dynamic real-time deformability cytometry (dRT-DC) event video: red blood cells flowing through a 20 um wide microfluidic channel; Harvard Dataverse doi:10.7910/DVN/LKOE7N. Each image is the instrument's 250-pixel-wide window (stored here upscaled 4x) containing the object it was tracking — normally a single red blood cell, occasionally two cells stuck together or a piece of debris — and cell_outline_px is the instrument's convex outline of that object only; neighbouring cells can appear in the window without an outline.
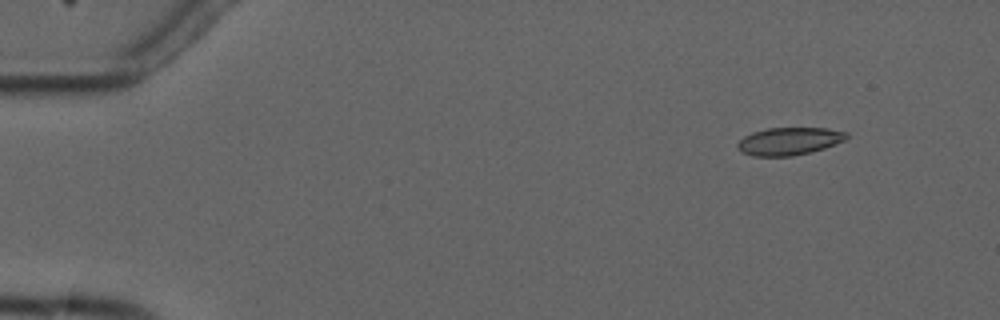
{"species": "common noctule bat (a hibernating species)", "species_latin": "Nyctalus noctula", "temperature_condition": "cold", "stored_images_in_passage": 5, "camera_frame_rate_fps": 3000, "um_per_image_px": 0.085, "animal": {"sex": "male", "forearm_length_mm": 52.5}, "frame": {"image": 1, "passage_image": 2, "time_ms": 1.333, "image_size_px": [1000, 320], "cell_outline_px": [[848, 136], [844, 140], [824, 148], [812, 152], [792, 156], [752, 156], [744, 152], [736, 144], [744, 136], [752, 132], [768, 128], [828, 128], [848, 132]], "centroid_in_image_um": [67.1, 11.99], "position_along_channel_um": 17.9, "area_um2": 17.46}}